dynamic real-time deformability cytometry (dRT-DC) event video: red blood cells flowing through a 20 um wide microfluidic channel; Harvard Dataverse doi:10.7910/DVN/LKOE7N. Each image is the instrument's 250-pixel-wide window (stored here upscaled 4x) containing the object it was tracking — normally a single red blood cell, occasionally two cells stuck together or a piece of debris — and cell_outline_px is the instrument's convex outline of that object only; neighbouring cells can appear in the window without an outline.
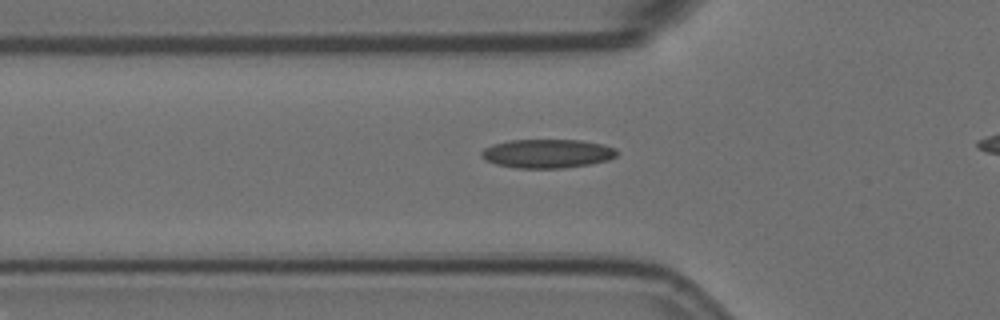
{"species": "Egyptian fruit bat (a non-hibernating species)", "species_latin": "Rousettus aegyptiacus", "temperature_condition": "room temperature", "stored_images_in_passage": 37, "camera_frame_rate_fps": 3000, "um_per_image_px": 0.085, "animal": {"sex": "female"}, "frame": {"image": 1, "passage_image": 5, "time_ms": 1.333, "image_size_px": [1000, 320], "cell_outline_px": [[616, 156], [608, 160], [592, 164], [564, 168], [516, 168], [496, 164], [484, 160], [480, 156], [480, 152], [484, 148], [492, 144], [508, 140], [580, 140], [600, 144], [616, 148]], "centroid_in_image_um": [46.47, 13.06], "position_along_channel_um": 79.3, "area_um2": 22.89}}
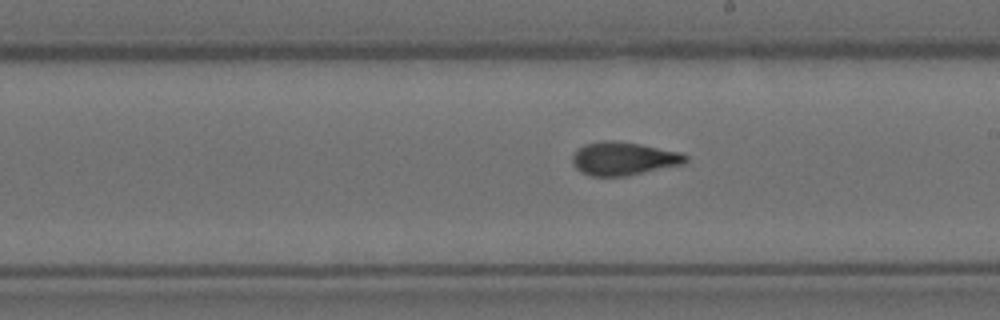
{"frame": {"image": 2, "passage_image": 18, "time_ms": 5.667, "image_size_px": [1000, 320], "cell_outline_px": [[688, 160], [684, 164], [628, 176], [592, 176], [580, 172], [572, 164], [572, 156], [584, 144], [604, 140], [612, 140], [640, 144], [680, 152], [688, 156]], "centroid_in_image_um": [53.01, 13.49], "position_along_channel_um": 236.0, "area_um2": 22.02}}
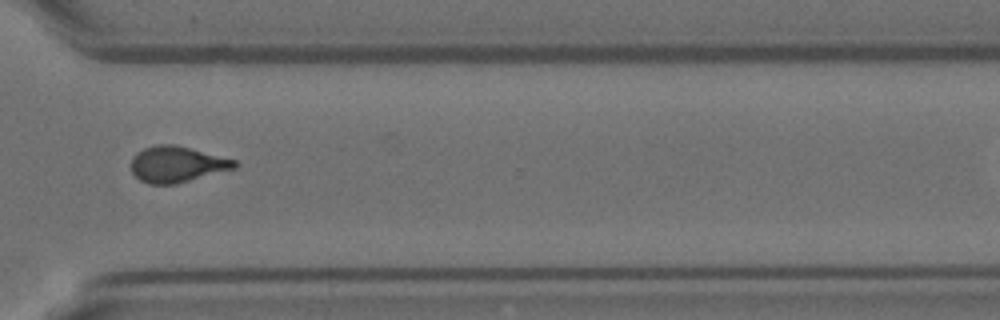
{"frame": {"image": 3, "passage_image": 28, "time_ms": 9.0, "image_size_px": [1000, 320], "cell_outline_px": [[240, 164], [236, 168], [176, 184], [148, 184], [140, 180], [132, 172], [132, 156], [136, 152], [144, 148], [156, 144], [176, 144], [236, 160]], "centroid_in_image_um": [15.05, 13.96], "position_along_channel_um": 355.6, "area_um2": 21.85}, "authors_computed_cell_mechanics": {"area_um2": 21.5594, "velocity_mm_per_s": 3.5836, "shape_relaxation_time_tau1_ms": 8.0353, "shape_relaxation_time_tau2_ms": 1.8896, "deformation_change_tau1": 0.2126, "deformation_change_tau2": 0.0904}}